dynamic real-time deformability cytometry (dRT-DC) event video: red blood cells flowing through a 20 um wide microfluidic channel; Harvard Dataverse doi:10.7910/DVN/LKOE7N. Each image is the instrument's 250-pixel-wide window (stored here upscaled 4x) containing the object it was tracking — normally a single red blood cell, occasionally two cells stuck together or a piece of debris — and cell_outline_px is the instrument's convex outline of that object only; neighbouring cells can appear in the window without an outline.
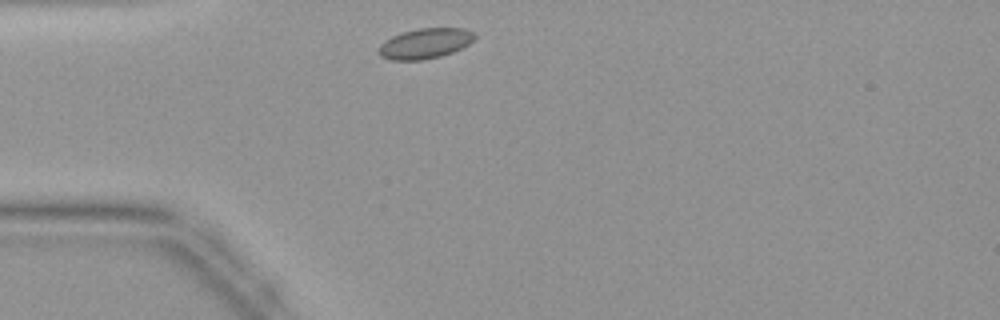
{"species": "common noctule bat (a hibernating species)", "species_latin": "Nyctalus noctula", "temperature_condition": "warm", "stored_images_in_passage": 27, "camera_frame_rate_fps": 3000, "um_per_image_px": 0.085, "animal": {"sex": "female", "body_mass_g": 19.9}, "frame": {"image": 1, "passage_image": 1, "time_ms": 0.0, "image_size_px": [1000, 320], "cell_outline_px": [[476, 36], [468, 44], [452, 52], [440, 56], [424, 60], [392, 60], [380, 56], [376, 52], [380, 44], [384, 40], [392, 36], [416, 28], [464, 28], [476, 32]], "centroid_in_image_um": [36.1, 3.69], "position_along_channel_um": 48.9, "area_um2": 17.05}}
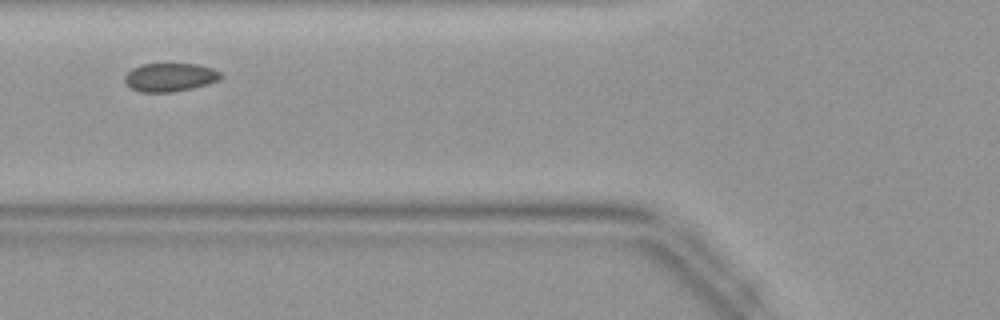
{"frame": {"image": 2, "passage_image": 6, "time_ms": 1.667, "image_size_px": [1000, 320], "cell_outline_px": [[224, 76], [220, 80], [208, 84], [192, 88], [172, 92], [140, 92], [128, 88], [124, 84], [124, 76], [132, 68], [140, 64], [196, 64], [212, 68], [220, 72]], "centroid_in_image_um": [14.42, 6.57], "position_along_channel_um": 111.4, "area_um2": 16.18}}
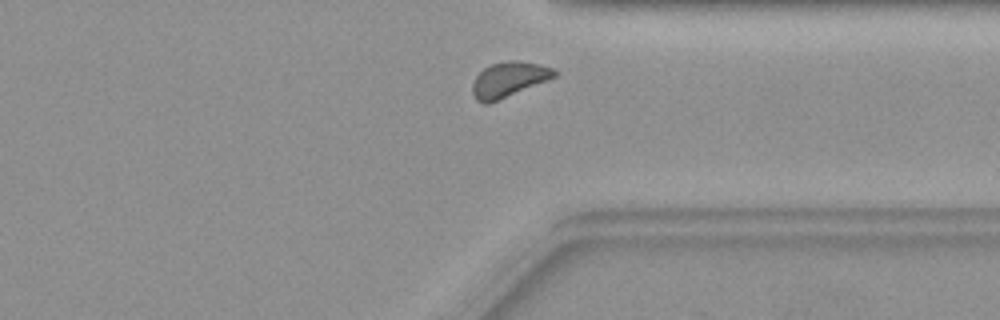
{"frame": {"image": 3, "passage_image": 23, "time_ms": 7.333, "image_size_px": [1000, 320], "cell_outline_px": [[560, 72], [556, 76], [548, 80], [488, 104], [484, 104], [476, 100], [472, 92], [472, 84], [476, 76], [484, 68], [492, 64], [508, 60], [520, 60], [540, 64], [556, 68]], "centroid_in_image_um": [43.28, 6.74], "position_along_channel_um": 368.1, "area_um2": 16.94}}